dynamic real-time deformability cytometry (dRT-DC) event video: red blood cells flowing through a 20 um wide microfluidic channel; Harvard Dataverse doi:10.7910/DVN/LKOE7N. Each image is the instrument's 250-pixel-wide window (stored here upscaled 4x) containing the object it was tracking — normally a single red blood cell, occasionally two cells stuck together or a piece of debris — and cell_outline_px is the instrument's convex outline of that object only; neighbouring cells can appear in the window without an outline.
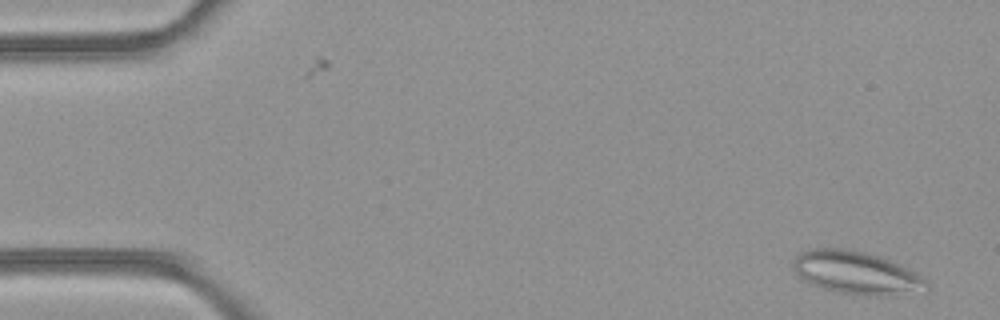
{"species": "common noctule bat (a hibernating species)", "species_latin": "Nyctalus noctula", "temperature_condition": "room temperature", "stored_images_in_passage": 49, "camera_frame_rate_fps": 3000, "um_per_image_px": 0.085, "animal": {"sex": "female", "body_mass_g": 21.9}, "frame": {"image": 1, "passage_image": 3, "time_ms": 0.667, "image_size_px": [1000, 320], "cell_outline_px": [[928, 292], [888, 296], [864, 296], [836, 292], [808, 284], [792, 268], [792, 260], [800, 252], [812, 248], [844, 248], [864, 252], [880, 256], [916, 272], [924, 276], [928, 284]], "centroid_in_image_um": [72.83, 23.21], "position_along_channel_um": 12.2, "area_um2": 34.04}}
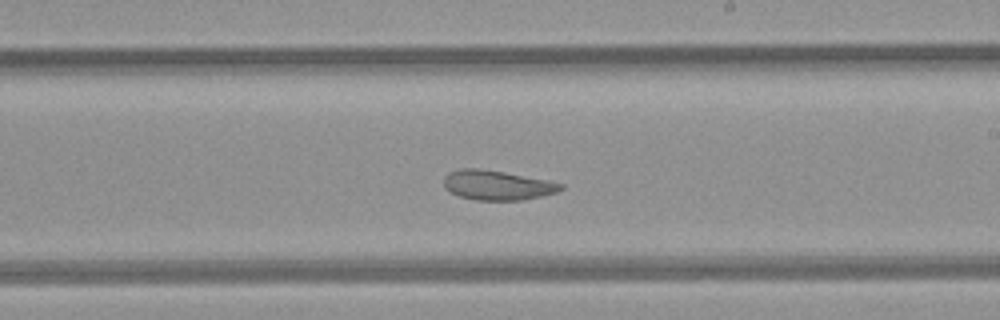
{"frame": {"image": 2, "passage_image": 29, "time_ms": 9.333, "image_size_px": [1000, 320], "cell_outline_px": [[564, 188], [556, 192], [524, 200], [476, 200], [460, 196], [444, 188], [444, 176], [448, 172], [460, 168], [476, 168], [504, 172], [548, 180], [564, 184]], "centroid_in_image_um": [42.25, 15.73], "position_along_channel_um": 246.7, "area_um2": 20.17}}
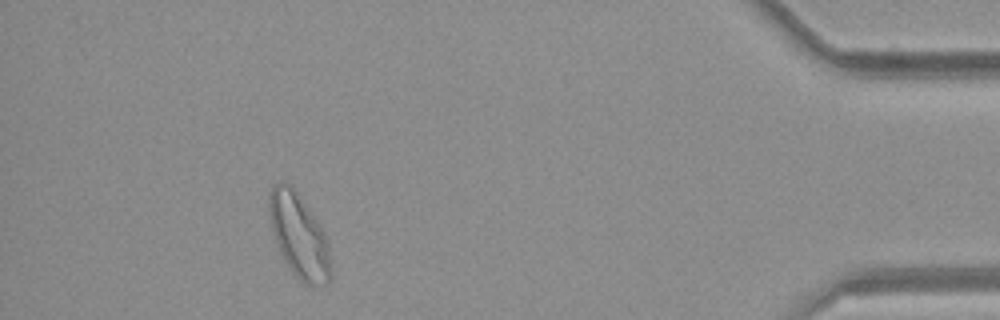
{"frame": {"image": 3, "passage_image": 45, "time_ms": 14.667, "image_size_px": [1000, 320], "cell_outline_px": [[332, 280], [328, 284], [304, 284], [292, 272], [284, 260], [276, 244], [272, 228], [268, 208], [268, 196], [272, 184], [280, 180], [284, 180], [296, 192], [308, 208], [324, 232], [328, 244], [332, 268]], "centroid_in_image_um": [25.41, 20.05], "position_along_channel_um": 409.8, "area_um2": 30.17}, "authors_computed_cell_mechanics": {"area_um2": 27.455, "velocity_mm_per_s": 4.234, "shape_relaxation_time_tau1_ms": null, "shape_relaxation_time_tau2_ms": 2.4192, "deformation_change_tau1": null, "deformation_change_tau2": 0.0894}}